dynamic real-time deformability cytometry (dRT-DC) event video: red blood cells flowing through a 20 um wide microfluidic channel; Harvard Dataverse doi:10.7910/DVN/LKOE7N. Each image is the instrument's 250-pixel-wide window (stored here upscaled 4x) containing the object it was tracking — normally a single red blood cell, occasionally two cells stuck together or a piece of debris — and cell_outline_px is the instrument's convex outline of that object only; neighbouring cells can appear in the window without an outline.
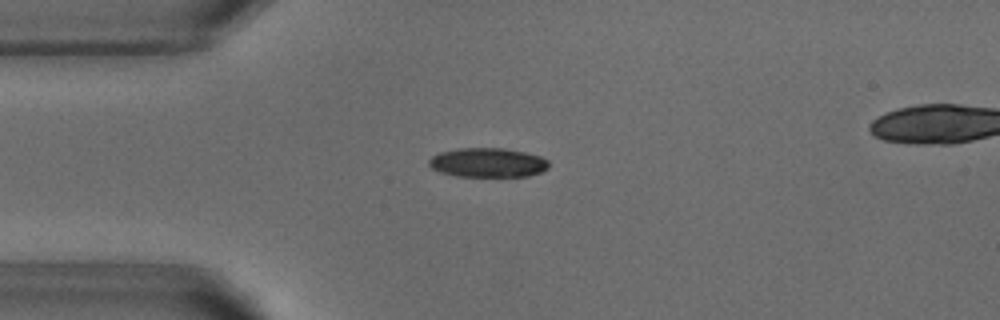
{"species": "common noctule bat (a hibernating species)", "species_latin": "Nyctalus noctula", "temperature_condition": "warm", "stored_images_in_passage": 24, "camera_frame_rate_fps": 3000, "um_per_image_px": 0.085, "animal": {"sex": "male", "body_mass_g": 18.8}, "frame": {"image": 1, "passage_image": 1, "time_ms": 0.0, "image_size_px": [1000, 320], "cell_outline_px": [[548, 168], [540, 172], [528, 176], [456, 176], [440, 172], [432, 168], [428, 164], [428, 160], [432, 156], [440, 152], [460, 148], [504, 148], [524, 152], [540, 156], [548, 160]], "centroid_in_image_um": [41.45, 13.82], "position_along_channel_um": 43.6, "area_um2": 20.4}}
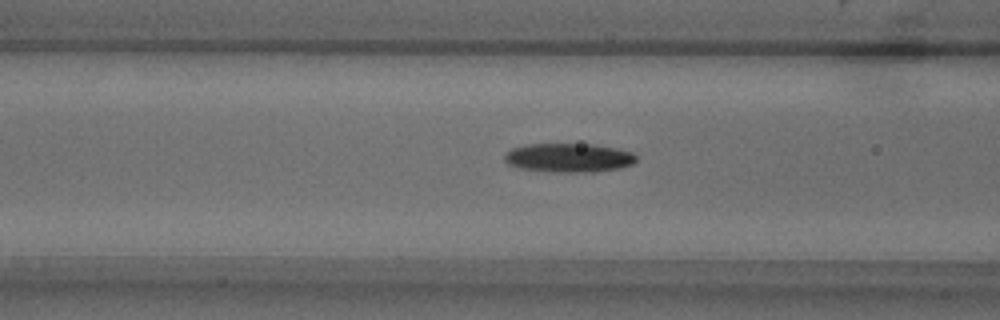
{"frame": {"image": 2, "passage_image": 8, "time_ms": 2.333, "image_size_px": [1000, 320], "cell_outline_px": [[636, 160], [632, 164], [620, 168], [596, 172], [552, 172], [520, 168], [508, 164], [504, 160], [504, 156], [512, 148], [528, 144], [596, 144], [616, 148], [632, 152], [636, 156]], "centroid_in_image_um": [48.36, 13.41], "position_along_channel_um": 118.2, "area_um2": 22.31}}
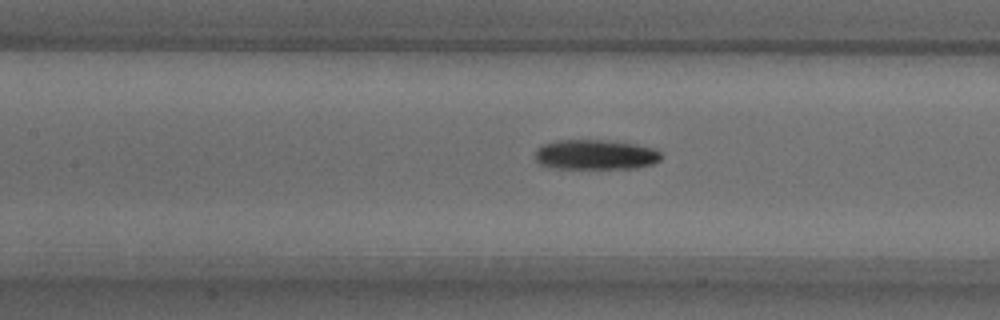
{"frame": {"image": 3, "passage_image": 11, "time_ms": 3.333, "image_size_px": [1000, 320], "cell_outline_px": [[664, 156], [660, 160], [652, 164], [636, 168], [548, 168], [540, 164], [536, 160], [536, 148], [540, 144], [556, 140], [604, 140], [636, 144], [656, 148]], "centroid_in_image_um": [50.61, 13.14], "position_along_channel_um": 156.8, "area_um2": 22.31}}